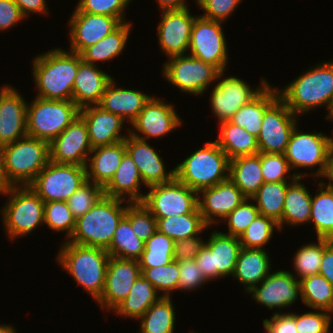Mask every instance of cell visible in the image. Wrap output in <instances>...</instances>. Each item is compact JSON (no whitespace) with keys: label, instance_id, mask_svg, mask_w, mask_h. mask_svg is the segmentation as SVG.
I'll return each instance as SVG.
<instances>
[{"label":"cell","instance_id":"6da1fadb","mask_svg":"<svg viewBox=\"0 0 333 333\" xmlns=\"http://www.w3.org/2000/svg\"><path fill=\"white\" fill-rule=\"evenodd\" d=\"M78 53L60 47L37 54L32 60V76L37 96L47 100H72L73 84L79 64Z\"/></svg>","mask_w":333,"mask_h":333},{"label":"cell","instance_id":"7a4b0ae2","mask_svg":"<svg viewBox=\"0 0 333 333\" xmlns=\"http://www.w3.org/2000/svg\"><path fill=\"white\" fill-rule=\"evenodd\" d=\"M277 90L279 98L299 117L321 106L328 110L333 99V60L311 66L288 85Z\"/></svg>","mask_w":333,"mask_h":333},{"label":"cell","instance_id":"3957f363","mask_svg":"<svg viewBox=\"0 0 333 333\" xmlns=\"http://www.w3.org/2000/svg\"><path fill=\"white\" fill-rule=\"evenodd\" d=\"M56 260L97 302L103 292L110 255L102 248L64 241Z\"/></svg>","mask_w":333,"mask_h":333},{"label":"cell","instance_id":"277c9868","mask_svg":"<svg viewBox=\"0 0 333 333\" xmlns=\"http://www.w3.org/2000/svg\"><path fill=\"white\" fill-rule=\"evenodd\" d=\"M126 202L103 195L89 211L76 219L75 230L68 242L107 250L130 204Z\"/></svg>","mask_w":333,"mask_h":333},{"label":"cell","instance_id":"5b68a950","mask_svg":"<svg viewBox=\"0 0 333 333\" xmlns=\"http://www.w3.org/2000/svg\"><path fill=\"white\" fill-rule=\"evenodd\" d=\"M230 159L215 141L195 150L175 166V178L189 188L200 190L229 178Z\"/></svg>","mask_w":333,"mask_h":333},{"label":"cell","instance_id":"8992f818","mask_svg":"<svg viewBox=\"0 0 333 333\" xmlns=\"http://www.w3.org/2000/svg\"><path fill=\"white\" fill-rule=\"evenodd\" d=\"M295 126L290 136L289 143L287 144L284 153L285 158L291 170L294 171L296 177L305 178L306 176H313L316 181L320 178H325L329 165V156L333 147V136H327L323 132H303ZM318 167L316 171L305 173L299 172L301 168L313 169ZM307 173V174H306ZM309 174V175H308Z\"/></svg>","mask_w":333,"mask_h":333},{"label":"cell","instance_id":"52a82bcc","mask_svg":"<svg viewBox=\"0 0 333 333\" xmlns=\"http://www.w3.org/2000/svg\"><path fill=\"white\" fill-rule=\"evenodd\" d=\"M4 196L8 199L0 212L8 239L30 235L44 224V202L30 186H13Z\"/></svg>","mask_w":333,"mask_h":333},{"label":"cell","instance_id":"ba28073f","mask_svg":"<svg viewBox=\"0 0 333 333\" xmlns=\"http://www.w3.org/2000/svg\"><path fill=\"white\" fill-rule=\"evenodd\" d=\"M6 175L13 186H29L49 163V142L25 136L2 146Z\"/></svg>","mask_w":333,"mask_h":333},{"label":"cell","instance_id":"9c48e42d","mask_svg":"<svg viewBox=\"0 0 333 333\" xmlns=\"http://www.w3.org/2000/svg\"><path fill=\"white\" fill-rule=\"evenodd\" d=\"M72 100H47L34 97L27 103V136L51 142L79 115Z\"/></svg>","mask_w":333,"mask_h":333},{"label":"cell","instance_id":"30bf717a","mask_svg":"<svg viewBox=\"0 0 333 333\" xmlns=\"http://www.w3.org/2000/svg\"><path fill=\"white\" fill-rule=\"evenodd\" d=\"M167 59L161 73L164 79L177 87L181 93L203 96L202 94L207 92L208 87L212 86L220 74L215 66L189 54Z\"/></svg>","mask_w":333,"mask_h":333},{"label":"cell","instance_id":"8fae6325","mask_svg":"<svg viewBox=\"0 0 333 333\" xmlns=\"http://www.w3.org/2000/svg\"><path fill=\"white\" fill-rule=\"evenodd\" d=\"M86 181L85 166L49 161L29 186L44 203L51 201L66 202Z\"/></svg>","mask_w":333,"mask_h":333},{"label":"cell","instance_id":"7c38bea8","mask_svg":"<svg viewBox=\"0 0 333 333\" xmlns=\"http://www.w3.org/2000/svg\"><path fill=\"white\" fill-rule=\"evenodd\" d=\"M241 248L239 237L213 230L194 259L203 275L209 281H216L218 278L232 277Z\"/></svg>","mask_w":333,"mask_h":333},{"label":"cell","instance_id":"4fadbf2b","mask_svg":"<svg viewBox=\"0 0 333 333\" xmlns=\"http://www.w3.org/2000/svg\"><path fill=\"white\" fill-rule=\"evenodd\" d=\"M224 75L225 71H222L216 77L209 98L211 111L219 123L230 120L239 108L256 98L270 83L262 78L259 86L252 88L244 79L234 75L226 78Z\"/></svg>","mask_w":333,"mask_h":333},{"label":"cell","instance_id":"5bb4252c","mask_svg":"<svg viewBox=\"0 0 333 333\" xmlns=\"http://www.w3.org/2000/svg\"><path fill=\"white\" fill-rule=\"evenodd\" d=\"M147 189L142 203L155 218L194 213L198 209V192L176 178Z\"/></svg>","mask_w":333,"mask_h":333},{"label":"cell","instance_id":"9a60e30c","mask_svg":"<svg viewBox=\"0 0 333 333\" xmlns=\"http://www.w3.org/2000/svg\"><path fill=\"white\" fill-rule=\"evenodd\" d=\"M223 22L209 20L198 15L191 30L188 54L226 71L228 61L227 40Z\"/></svg>","mask_w":333,"mask_h":333},{"label":"cell","instance_id":"2e32d148","mask_svg":"<svg viewBox=\"0 0 333 333\" xmlns=\"http://www.w3.org/2000/svg\"><path fill=\"white\" fill-rule=\"evenodd\" d=\"M299 118L278 98L264 113L257 144L259 152L284 154Z\"/></svg>","mask_w":333,"mask_h":333},{"label":"cell","instance_id":"e0dca14e","mask_svg":"<svg viewBox=\"0 0 333 333\" xmlns=\"http://www.w3.org/2000/svg\"><path fill=\"white\" fill-rule=\"evenodd\" d=\"M175 110L171 103L152 95L131 122L129 134L147 141L149 138L165 137L182 125V118Z\"/></svg>","mask_w":333,"mask_h":333},{"label":"cell","instance_id":"ac0fdd59","mask_svg":"<svg viewBox=\"0 0 333 333\" xmlns=\"http://www.w3.org/2000/svg\"><path fill=\"white\" fill-rule=\"evenodd\" d=\"M188 8L165 10L157 27L158 45L167 58L188 54L195 18Z\"/></svg>","mask_w":333,"mask_h":333},{"label":"cell","instance_id":"d6986e66","mask_svg":"<svg viewBox=\"0 0 333 333\" xmlns=\"http://www.w3.org/2000/svg\"><path fill=\"white\" fill-rule=\"evenodd\" d=\"M248 294L256 303L270 310L275 308L283 310L293 306L301 297V282L289 270L272 271Z\"/></svg>","mask_w":333,"mask_h":333},{"label":"cell","instance_id":"ffe728a7","mask_svg":"<svg viewBox=\"0 0 333 333\" xmlns=\"http://www.w3.org/2000/svg\"><path fill=\"white\" fill-rule=\"evenodd\" d=\"M49 151L52 162L86 167L92 146L86 122L80 115L49 143Z\"/></svg>","mask_w":333,"mask_h":333},{"label":"cell","instance_id":"44dd1931","mask_svg":"<svg viewBox=\"0 0 333 333\" xmlns=\"http://www.w3.org/2000/svg\"><path fill=\"white\" fill-rule=\"evenodd\" d=\"M123 22L119 18L86 12H73L68 21L69 50L80 54L116 30Z\"/></svg>","mask_w":333,"mask_h":333},{"label":"cell","instance_id":"7402d4cb","mask_svg":"<svg viewBox=\"0 0 333 333\" xmlns=\"http://www.w3.org/2000/svg\"><path fill=\"white\" fill-rule=\"evenodd\" d=\"M141 275L137 260L110 256L105 285L100 299L96 302L104 310H113L129 294L131 287Z\"/></svg>","mask_w":333,"mask_h":333},{"label":"cell","instance_id":"603a6c76","mask_svg":"<svg viewBox=\"0 0 333 333\" xmlns=\"http://www.w3.org/2000/svg\"><path fill=\"white\" fill-rule=\"evenodd\" d=\"M246 198L228 178L215 186L204 188L198 192V209L204 222L212 227L218 222L221 224V221Z\"/></svg>","mask_w":333,"mask_h":333},{"label":"cell","instance_id":"cb8c5ba5","mask_svg":"<svg viewBox=\"0 0 333 333\" xmlns=\"http://www.w3.org/2000/svg\"><path fill=\"white\" fill-rule=\"evenodd\" d=\"M27 101L13 85L0 88V146L27 136Z\"/></svg>","mask_w":333,"mask_h":333},{"label":"cell","instance_id":"d4e9b609","mask_svg":"<svg viewBox=\"0 0 333 333\" xmlns=\"http://www.w3.org/2000/svg\"><path fill=\"white\" fill-rule=\"evenodd\" d=\"M147 140L131 134L125 139L126 152L139 170L146 188L169 183L175 178V168L167 171L162 157Z\"/></svg>","mask_w":333,"mask_h":333},{"label":"cell","instance_id":"484cf974","mask_svg":"<svg viewBox=\"0 0 333 333\" xmlns=\"http://www.w3.org/2000/svg\"><path fill=\"white\" fill-rule=\"evenodd\" d=\"M79 115L86 122L92 149L119 143L129 135V128H127V134L121 133L126 126V121L99 105L83 107L80 109Z\"/></svg>","mask_w":333,"mask_h":333},{"label":"cell","instance_id":"4316f807","mask_svg":"<svg viewBox=\"0 0 333 333\" xmlns=\"http://www.w3.org/2000/svg\"><path fill=\"white\" fill-rule=\"evenodd\" d=\"M98 66L84 61L79 64L73 84L72 101L80 109L89 105H98L108 83L113 79Z\"/></svg>","mask_w":333,"mask_h":333},{"label":"cell","instance_id":"83f0119b","mask_svg":"<svg viewBox=\"0 0 333 333\" xmlns=\"http://www.w3.org/2000/svg\"><path fill=\"white\" fill-rule=\"evenodd\" d=\"M116 86L117 83L115 78H113L108 83L98 105L104 110L122 117L131 124L152 95L145 94L139 89H126L122 86Z\"/></svg>","mask_w":333,"mask_h":333},{"label":"cell","instance_id":"f1b7e54d","mask_svg":"<svg viewBox=\"0 0 333 333\" xmlns=\"http://www.w3.org/2000/svg\"><path fill=\"white\" fill-rule=\"evenodd\" d=\"M143 185V179L136 164L126 152L116 173L103 188V191L104 195L108 197L129 203H142L145 197V193L143 194L141 190Z\"/></svg>","mask_w":333,"mask_h":333},{"label":"cell","instance_id":"f546056e","mask_svg":"<svg viewBox=\"0 0 333 333\" xmlns=\"http://www.w3.org/2000/svg\"><path fill=\"white\" fill-rule=\"evenodd\" d=\"M125 153V140L92 149L86 163L87 180L104 188L116 173Z\"/></svg>","mask_w":333,"mask_h":333},{"label":"cell","instance_id":"4dcf8cb0","mask_svg":"<svg viewBox=\"0 0 333 333\" xmlns=\"http://www.w3.org/2000/svg\"><path fill=\"white\" fill-rule=\"evenodd\" d=\"M269 256L265 249L241 248L232 277L244 286L245 293L259 285L272 272Z\"/></svg>","mask_w":333,"mask_h":333},{"label":"cell","instance_id":"1f68e13d","mask_svg":"<svg viewBox=\"0 0 333 333\" xmlns=\"http://www.w3.org/2000/svg\"><path fill=\"white\" fill-rule=\"evenodd\" d=\"M302 180L304 178L296 177L287 186L282 219L277 223L280 231L286 224L298 227L309 223L312 194Z\"/></svg>","mask_w":333,"mask_h":333},{"label":"cell","instance_id":"d6a6232c","mask_svg":"<svg viewBox=\"0 0 333 333\" xmlns=\"http://www.w3.org/2000/svg\"><path fill=\"white\" fill-rule=\"evenodd\" d=\"M278 98L277 87L268 84L256 98L239 108L230 121L257 137L261 130L265 111Z\"/></svg>","mask_w":333,"mask_h":333},{"label":"cell","instance_id":"836d02e7","mask_svg":"<svg viewBox=\"0 0 333 333\" xmlns=\"http://www.w3.org/2000/svg\"><path fill=\"white\" fill-rule=\"evenodd\" d=\"M229 179L247 198H251L264 183L261 170V152L231 159Z\"/></svg>","mask_w":333,"mask_h":333},{"label":"cell","instance_id":"e575fe53","mask_svg":"<svg viewBox=\"0 0 333 333\" xmlns=\"http://www.w3.org/2000/svg\"><path fill=\"white\" fill-rule=\"evenodd\" d=\"M161 297L151 282L141 274L131 287L128 296L112 312L139 321L147 309Z\"/></svg>","mask_w":333,"mask_h":333},{"label":"cell","instance_id":"d590c367","mask_svg":"<svg viewBox=\"0 0 333 333\" xmlns=\"http://www.w3.org/2000/svg\"><path fill=\"white\" fill-rule=\"evenodd\" d=\"M131 22H123L116 30L108 34L97 43L85 48L81 53L82 61L97 65L98 62L106 63L118 57L128 42L132 30ZM106 61V62H105Z\"/></svg>","mask_w":333,"mask_h":333},{"label":"cell","instance_id":"8d00e7d4","mask_svg":"<svg viewBox=\"0 0 333 333\" xmlns=\"http://www.w3.org/2000/svg\"><path fill=\"white\" fill-rule=\"evenodd\" d=\"M219 137L215 142L231 160L238 156L255 155L259 153L257 137L230 120L219 123Z\"/></svg>","mask_w":333,"mask_h":333},{"label":"cell","instance_id":"74e56055","mask_svg":"<svg viewBox=\"0 0 333 333\" xmlns=\"http://www.w3.org/2000/svg\"><path fill=\"white\" fill-rule=\"evenodd\" d=\"M315 183H318L319 192L312 195L309 224L313 223L316 238L333 240V187L322 179Z\"/></svg>","mask_w":333,"mask_h":333},{"label":"cell","instance_id":"f35d334b","mask_svg":"<svg viewBox=\"0 0 333 333\" xmlns=\"http://www.w3.org/2000/svg\"><path fill=\"white\" fill-rule=\"evenodd\" d=\"M157 230L174 241L191 238L208 230L209 226L204 222L203 217L197 209L194 213L156 218Z\"/></svg>","mask_w":333,"mask_h":333},{"label":"cell","instance_id":"ab89813d","mask_svg":"<svg viewBox=\"0 0 333 333\" xmlns=\"http://www.w3.org/2000/svg\"><path fill=\"white\" fill-rule=\"evenodd\" d=\"M172 297H161L153 303L139 319L137 333H174L176 312Z\"/></svg>","mask_w":333,"mask_h":333},{"label":"cell","instance_id":"60d3db41","mask_svg":"<svg viewBox=\"0 0 333 333\" xmlns=\"http://www.w3.org/2000/svg\"><path fill=\"white\" fill-rule=\"evenodd\" d=\"M301 302L310 309H321L333 314V285L320 273L300 280Z\"/></svg>","mask_w":333,"mask_h":333},{"label":"cell","instance_id":"b9f144b4","mask_svg":"<svg viewBox=\"0 0 333 333\" xmlns=\"http://www.w3.org/2000/svg\"><path fill=\"white\" fill-rule=\"evenodd\" d=\"M144 249L145 242L136 236L130 221L124 216L114 231L110 247L106 251L112 257L138 261Z\"/></svg>","mask_w":333,"mask_h":333},{"label":"cell","instance_id":"7bdbcfd3","mask_svg":"<svg viewBox=\"0 0 333 333\" xmlns=\"http://www.w3.org/2000/svg\"><path fill=\"white\" fill-rule=\"evenodd\" d=\"M290 182H264L251 197L259 213L272 218L276 223L282 219L284 199Z\"/></svg>","mask_w":333,"mask_h":333},{"label":"cell","instance_id":"ee69618b","mask_svg":"<svg viewBox=\"0 0 333 333\" xmlns=\"http://www.w3.org/2000/svg\"><path fill=\"white\" fill-rule=\"evenodd\" d=\"M175 241L158 230L145 241V249L138 260L140 268L167 265L174 260Z\"/></svg>","mask_w":333,"mask_h":333},{"label":"cell","instance_id":"f6af8a7d","mask_svg":"<svg viewBox=\"0 0 333 333\" xmlns=\"http://www.w3.org/2000/svg\"><path fill=\"white\" fill-rule=\"evenodd\" d=\"M324 252V238H317V242L301 246L293 256V266L299 281L305 277L318 274Z\"/></svg>","mask_w":333,"mask_h":333},{"label":"cell","instance_id":"bcb514c9","mask_svg":"<svg viewBox=\"0 0 333 333\" xmlns=\"http://www.w3.org/2000/svg\"><path fill=\"white\" fill-rule=\"evenodd\" d=\"M274 230L280 231L278 224L272 218L259 214L239 236V241L243 248L265 249Z\"/></svg>","mask_w":333,"mask_h":333},{"label":"cell","instance_id":"7dc6e473","mask_svg":"<svg viewBox=\"0 0 333 333\" xmlns=\"http://www.w3.org/2000/svg\"><path fill=\"white\" fill-rule=\"evenodd\" d=\"M44 224L55 232L64 231L68 241L75 230L76 219L67 202L51 201L44 203Z\"/></svg>","mask_w":333,"mask_h":333},{"label":"cell","instance_id":"c3c4849f","mask_svg":"<svg viewBox=\"0 0 333 333\" xmlns=\"http://www.w3.org/2000/svg\"><path fill=\"white\" fill-rule=\"evenodd\" d=\"M141 274L156 288L162 297H172L171 293L177 291L179 282L178 261L153 268H141Z\"/></svg>","mask_w":333,"mask_h":333},{"label":"cell","instance_id":"681fc988","mask_svg":"<svg viewBox=\"0 0 333 333\" xmlns=\"http://www.w3.org/2000/svg\"><path fill=\"white\" fill-rule=\"evenodd\" d=\"M125 217L136 236L144 242L157 231V220L143 203H130Z\"/></svg>","mask_w":333,"mask_h":333},{"label":"cell","instance_id":"f907efd6","mask_svg":"<svg viewBox=\"0 0 333 333\" xmlns=\"http://www.w3.org/2000/svg\"><path fill=\"white\" fill-rule=\"evenodd\" d=\"M104 195L103 188L86 181L68 199L67 204L75 219L83 216Z\"/></svg>","mask_w":333,"mask_h":333},{"label":"cell","instance_id":"816d5d0a","mask_svg":"<svg viewBox=\"0 0 333 333\" xmlns=\"http://www.w3.org/2000/svg\"><path fill=\"white\" fill-rule=\"evenodd\" d=\"M132 1L133 0H79L72 12L106 15L119 18L122 22H127L126 17H124L126 16L125 10Z\"/></svg>","mask_w":333,"mask_h":333},{"label":"cell","instance_id":"f5cc1de1","mask_svg":"<svg viewBox=\"0 0 333 333\" xmlns=\"http://www.w3.org/2000/svg\"><path fill=\"white\" fill-rule=\"evenodd\" d=\"M259 214L254 201L246 198L222 220L223 223H227L226 234L239 237Z\"/></svg>","mask_w":333,"mask_h":333},{"label":"cell","instance_id":"db71d44e","mask_svg":"<svg viewBox=\"0 0 333 333\" xmlns=\"http://www.w3.org/2000/svg\"><path fill=\"white\" fill-rule=\"evenodd\" d=\"M261 170L264 182H292L296 178L289 173L291 168L284 154L261 153Z\"/></svg>","mask_w":333,"mask_h":333},{"label":"cell","instance_id":"11a10c76","mask_svg":"<svg viewBox=\"0 0 333 333\" xmlns=\"http://www.w3.org/2000/svg\"><path fill=\"white\" fill-rule=\"evenodd\" d=\"M313 311L298 314L295 312L296 329L298 333H333L330 331L333 314L326 310L312 309ZM315 310V311H314Z\"/></svg>","mask_w":333,"mask_h":333},{"label":"cell","instance_id":"9f6ffc18","mask_svg":"<svg viewBox=\"0 0 333 333\" xmlns=\"http://www.w3.org/2000/svg\"><path fill=\"white\" fill-rule=\"evenodd\" d=\"M241 2L242 0H196V5L204 11L201 17L224 23Z\"/></svg>","mask_w":333,"mask_h":333},{"label":"cell","instance_id":"6f0895ef","mask_svg":"<svg viewBox=\"0 0 333 333\" xmlns=\"http://www.w3.org/2000/svg\"><path fill=\"white\" fill-rule=\"evenodd\" d=\"M179 282L177 291L192 292L205 285L209 280L203 275L195 259L178 262Z\"/></svg>","mask_w":333,"mask_h":333},{"label":"cell","instance_id":"680465c9","mask_svg":"<svg viewBox=\"0 0 333 333\" xmlns=\"http://www.w3.org/2000/svg\"><path fill=\"white\" fill-rule=\"evenodd\" d=\"M275 311L270 319H263L265 333H298L296 329L295 313ZM281 312V313H280Z\"/></svg>","mask_w":333,"mask_h":333},{"label":"cell","instance_id":"91938a15","mask_svg":"<svg viewBox=\"0 0 333 333\" xmlns=\"http://www.w3.org/2000/svg\"><path fill=\"white\" fill-rule=\"evenodd\" d=\"M202 235L191 238L177 240L174 243V261H183L194 259L205 246L206 241Z\"/></svg>","mask_w":333,"mask_h":333},{"label":"cell","instance_id":"94428289","mask_svg":"<svg viewBox=\"0 0 333 333\" xmlns=\"http://www.w3.org/2000/svg\"><path fill=\"white\" fill-rule=\"evenodd\" d=\"M27 18L13 0H0V32L15 27Z\"/></svg>","mask_w":333,"mask_h":333},{"label":"cell","instance_id":"6125c7cd","mask_svg":"<svg viewBox=\"0 0 333 333\" xmlns=\"http://www.w3.org/2000/svg\"><path fill=\"white\" fill-rule=\"evenodd\" d=\"M319 273L333 285V240L324 238V252Z\"/></svg>","mask_w":333,"mask_h":333},{"label":"cell","instance_id":"be15d7a7","mask_svg":"<svg viewBox=\"0 0 333 333\" xmlns=\"http://www.w3.org/2000/svg\"><path fill=\"white\" fill-rule=\"evenodd\" d=\"M22 11L23 15L28 18L32 14H48L49 8L46 0H13Z\"/></svg>","mask_w":333,"mask_h":333},{"label":"cell","instance_id":"e7e4bbea","mask_svg":"<svg viewBox=\"0 0 333 333\" xmlns=\"http://www.w3.org/2000/svg\"><path fill=\"white\" fill-rule=\"evenodd\" d=\"M159 6L160 11L165 10H180L184 8H188L186 0H155ZM196 3V0H195Z\"/></svg>","mask_w":333,"mask_h":333},{"label":"cell","instance_id":"03108f58","mask_svg":"<svg viewBox=\"0 0 333 333\" xmlns=\"http://www.w3.org/2000/svg\"><path fill=\"white\" fill-rule=\"evenodd\" d=\"M12 187L13 185L9 182V179L6 175L2 146H0V195H4Z\"/></svg>","mask_w":333,"mask_h":333},{"label":"cell","instance_id":"003e7915","mask_svg":"<svg viewBox=\"0 0 333 333\" xmlns=\"http://www.w3.org/2000/svg\"><path fill=\"white\" fill-rule=\"evenodd\" d=\"M325 178L328 180V182L326 183L328 186L333 187V147L331 149L330 152V156H329V165H328V170H327V174L325 176Z\"/></svg>","mask_w":333,"mask_h":333},{"label":"cell","instance_id":"a7ac6f4b","mask_svg":"<svg viewBox=\"0 0 333 333\" xmlns=\"http://www.w3.org/2000/svg\"><path fill=\"white\" fill-rule=\"evenodd\" d=\"M0 333H17L16 329L12 325L0 324Z\"/></svg>","mask_w":333,"mask_h":333},{"label":"cell","instance_id":"89a4df30","mask_svg":"<svg viewBox=\"0 0 333 333\" xmlns=\"http://www.w3.org/2000/svg\"><path fill=\"white\" fill-rule=\"evenodd\" d=\"M326 117V119L328 120V121H333V99H332V101H331V104H330V106H329V108H328V114L327 115H325Z\"/></svg>","mask_w":333,"mask_h":333}]
</instances>
